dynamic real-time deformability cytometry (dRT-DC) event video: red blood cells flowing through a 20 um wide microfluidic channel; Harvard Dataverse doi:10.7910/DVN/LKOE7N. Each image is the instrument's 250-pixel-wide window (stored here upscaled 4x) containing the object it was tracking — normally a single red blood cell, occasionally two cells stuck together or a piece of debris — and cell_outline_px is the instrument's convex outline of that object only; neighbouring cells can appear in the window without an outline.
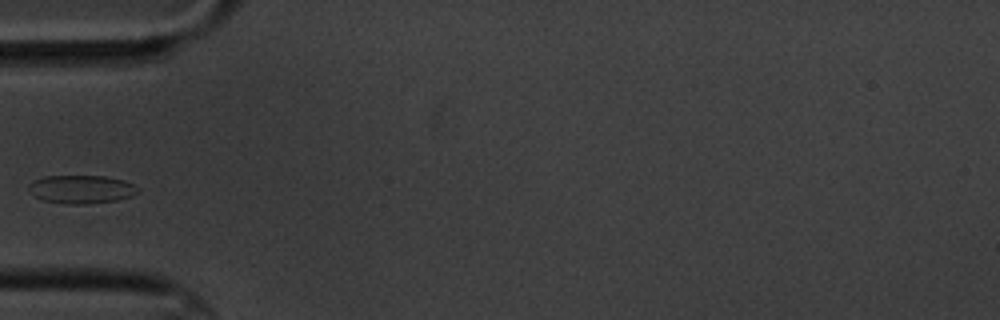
{"species": "common noctule bat (a hibernating species)", "species_latin": "Nyctalus noctula", "temperature_condition": "cold", "stored_images_in_passage": 4, "camera_frame_rate_fps": 3000, "um_per_image_px": 0.085, "animal": {"sex": "male", "body_mass_g": 20.1, "forearm_length_mm": 53.5}, "frame": {"image": 1, "passage_image": 4, "time_ms": 3.667, "image_size_px": [1000, 320], "cell_outline_px": [[140, 188], [132, 196], [116, 200], [84, 204], [64, 204], [44, 200], [28, 192], [28, 184], [44, 176], [104, 176], [124, 180]], "centroid_in_image_um": [6.9, 16.09], "position_along_channel_um": 78.1, "area_um2": 17.92}}